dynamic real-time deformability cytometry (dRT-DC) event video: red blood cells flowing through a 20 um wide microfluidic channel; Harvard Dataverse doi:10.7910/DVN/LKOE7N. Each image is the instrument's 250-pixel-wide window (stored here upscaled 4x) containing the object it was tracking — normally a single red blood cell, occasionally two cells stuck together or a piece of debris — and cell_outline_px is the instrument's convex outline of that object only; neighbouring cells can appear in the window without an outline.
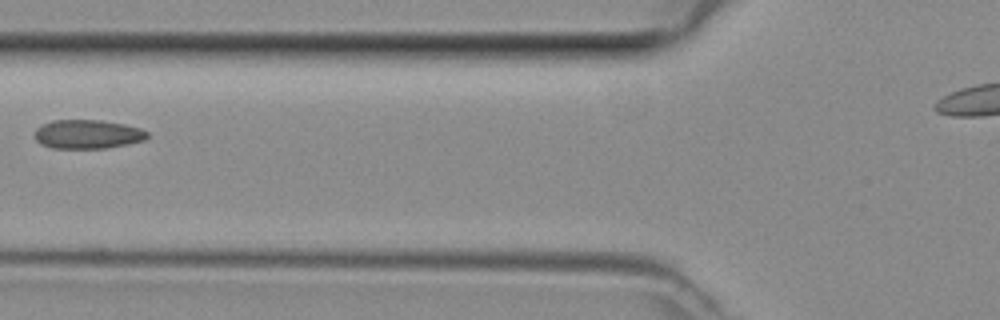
{"species": "common noctule bat (a hibernating species)", "species_latin": "Nyctalus noctula", "temperature_condition": "room temperature", "stored_images_in_passage": 3, "camera_frame_rate_fps": 3000, "um_per_image_px": 0.085, "animal": {"sex": "female", "body_mass_g": 29.2, "forearm_length_mm": 56.3}, "frame": {"image": 1, "passage_image": 3, "time_ms": 0.667, "image_size_px": [1000, 320], "cell_outline_px": [[148, 136], [144, 140], [128, 144], [108, 148], [52, 148], [40, 144], [32, 136], [32, 132], [40, 124], [52, 120], [100, 120], [124, 124], [140, 128], [148, 132]], "centroid_in_image_um": [7.38, 11.4], "position_along_channel_um": 118.4, "area_um2": 19.31}}